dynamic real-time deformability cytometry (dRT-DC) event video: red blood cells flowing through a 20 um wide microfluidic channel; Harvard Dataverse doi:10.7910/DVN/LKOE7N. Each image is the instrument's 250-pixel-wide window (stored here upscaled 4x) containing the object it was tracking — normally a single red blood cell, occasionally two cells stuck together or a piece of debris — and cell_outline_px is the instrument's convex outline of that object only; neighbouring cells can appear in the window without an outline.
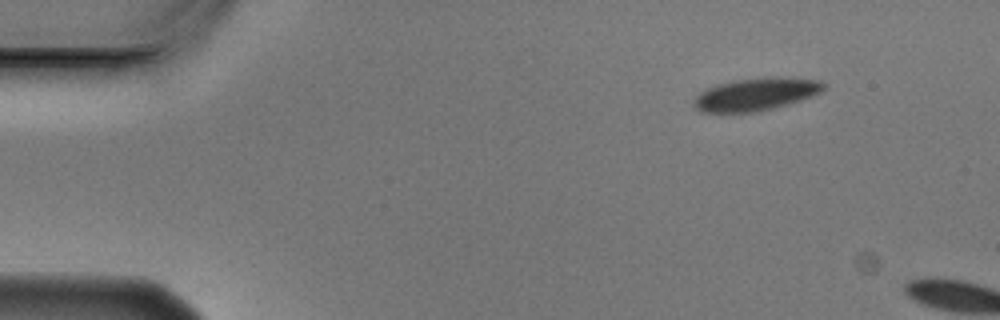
{"species": "Egyptian fruit bat (a non-hibernating species)", "species_latin": "Rousettus aegyptiacus", "temperature_condition": "cold", "stored_images_in_passage": 2, "camera_frame_rate_fps": 3000, "um_per_image_px": 0.085, "animal": {"sex": "male"}, "frame": {"image": 1, "passage_image": 1, "time_ms": 0.0, "image_size_px": [1000, 320], "cell_outline_px": [[828, 88], [812, 96], [788, 104], [756, 112], [700, 112], [692, 104], [696, 96], [700, 92], [716, 84], [732, 80], [776, 76], [780, 76], [820, 80], [828, 84]], "centroid_in_image_um": [64.29, 7.99], "position_along_channel_um": 20.7, "area_um2": 24.97}}